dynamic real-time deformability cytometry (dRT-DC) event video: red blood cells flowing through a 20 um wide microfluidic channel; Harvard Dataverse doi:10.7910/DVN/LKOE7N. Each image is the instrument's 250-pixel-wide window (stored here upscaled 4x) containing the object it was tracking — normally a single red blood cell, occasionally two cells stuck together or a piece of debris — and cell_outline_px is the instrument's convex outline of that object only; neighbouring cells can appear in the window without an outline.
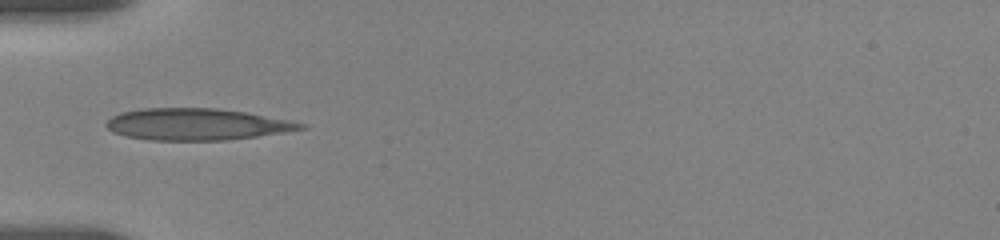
{"species": "human", "species_latin": "Homo sapiens", "temperature_condition": "room temperature", "stored_images_in_passage": 12, "camera_frame_rate_fps": 3000, "um_per_image_px": 0.085, "donor": {"sex": "female"}, "frame": {"image": 1, "passage_image": 5, "time_ms": 3.667, "image_size_px": [1000, 240], "cell_outline_px": [[308, 128], [284, 132], [228, 140], [148, 140], [124, 136], [112, 132], [104, 124], [112, 116], [120, 112], [144, 108], [216, 108], [248, 112], [308, 124]], "centroid_in_image_um": [16.71, 10.56], "position_along_channel_um": 68.3, "area_um2": 36.07}}
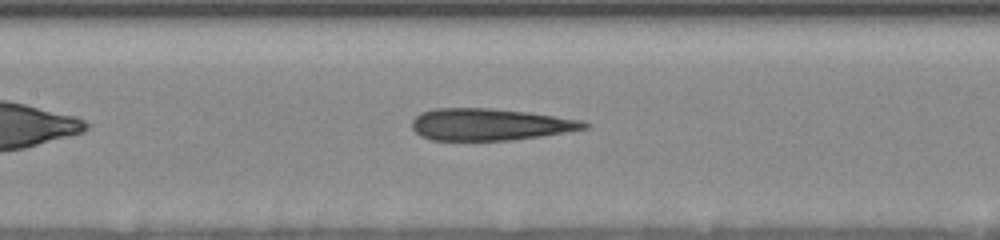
{"frame": {"image": 2, "passage_image": 9, "time_ms": 6.333, "image_size_px": [1000, 240], "cell_outline_px": [[592, 124], [588, 128], [540, 136], [508, 140], [432, 140], [420, 136], [412, 128], [412, 120], [420, 112], [432, 108], [488, 108], [528, 112], [580, 120]], "centroid_in_image_um": [41.6, 10.57], "position_along_channel_um": 165.8, "area_um2": 31.91}}
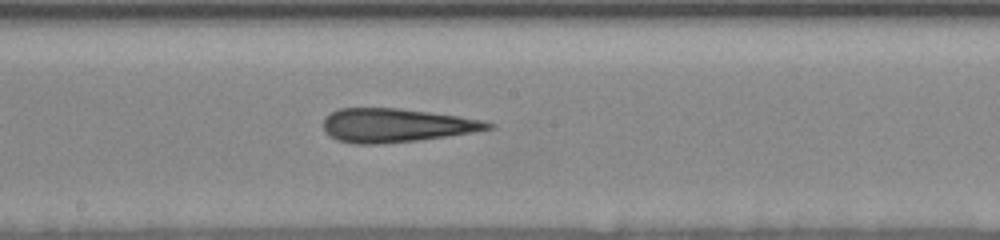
{"frame": {"image": 3, "passage_image": 11, "time_ms": 7.667, "image_size_px": [1000, 240], "cell_outline_px": [[496, 124], [492, 128], [472, 132], [416, 140], [380, 144], [356, 144], [336, 140], [324, 132], [324, 116], [340, 108], [400, 108], [460, 116], [480, 120]], "centroid_in_image_um": [33.62, 10.65], "position_along_channel_um": 214.6, "area_um2": 32.19}}